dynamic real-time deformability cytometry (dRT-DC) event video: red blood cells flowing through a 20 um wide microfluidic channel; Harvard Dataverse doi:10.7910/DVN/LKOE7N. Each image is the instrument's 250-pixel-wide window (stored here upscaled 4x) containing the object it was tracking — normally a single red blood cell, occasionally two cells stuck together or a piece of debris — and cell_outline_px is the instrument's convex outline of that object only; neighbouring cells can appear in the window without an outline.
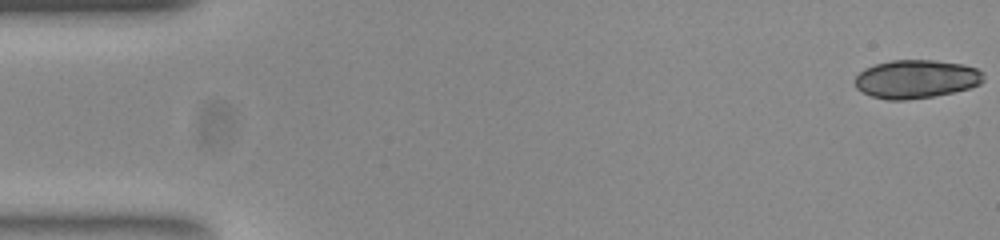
{"species": "common noctule bat (a hibernating species)", "species_latin": "Nyctalus noctula", "temperature_condition": "room temperature", "stored_images_in_passage": 52, "camera_frame_rate_fps": 3000, "um_per_image_px": 0.085, "animal": {"sex": "female", "body_mass_g": 23.0, "forearm_length_mm": 53.4}, "frame": {"image": 1, "passage_image": 1, "time_ms": 0.0, "image_size_px": [1000, 240], "cell_outline_px": [[984, 80], [980, 84], [968, 88], [952, 92], [932, 96], [904, 100], [888, 100], [872, 96], [860, 92], [856, 88], [856, 76], [864, 68], [876, 64], [892, 60], [932, 60], [964, 64], [976, 68], [984, 76]], "centroid_in_image_um": [77.85, 6.72], "position_along_channel_um": 7.1, "area_um2": 28.67}}
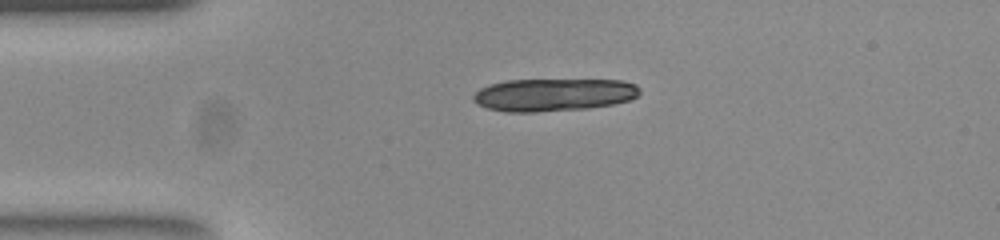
{"frame": {"image": 2, "passage_image": 12, "time_ms": 3.667, "image_size_px": [1000, 240], "cell_outline_px": [[640, 92], [636, 96], [628, 100], [612, 104], [588, 108], [536, 112], [504, 112], [488, 108], [476, 104], [472, 100], [472, 96], [480, 88], [504, 80], [620, 80], [636, 84], [640, 88]], "centroid_in_image_um": [47.02, 8.05], "position_along_channel_um": 38.0, "area_um2": 31.73}, "authors_computed_cell_mechanics": {"area_um2": 29.0734, "velocity_mm_per_s": 3.87, "shape_relaxation_time_tau1_ms": 1.2322, "shape_relaxation_time_tau2_ms": 2.3802, "deformation_change_tau1": 0.2708, "deformation_change_tau2": 0.0801}}